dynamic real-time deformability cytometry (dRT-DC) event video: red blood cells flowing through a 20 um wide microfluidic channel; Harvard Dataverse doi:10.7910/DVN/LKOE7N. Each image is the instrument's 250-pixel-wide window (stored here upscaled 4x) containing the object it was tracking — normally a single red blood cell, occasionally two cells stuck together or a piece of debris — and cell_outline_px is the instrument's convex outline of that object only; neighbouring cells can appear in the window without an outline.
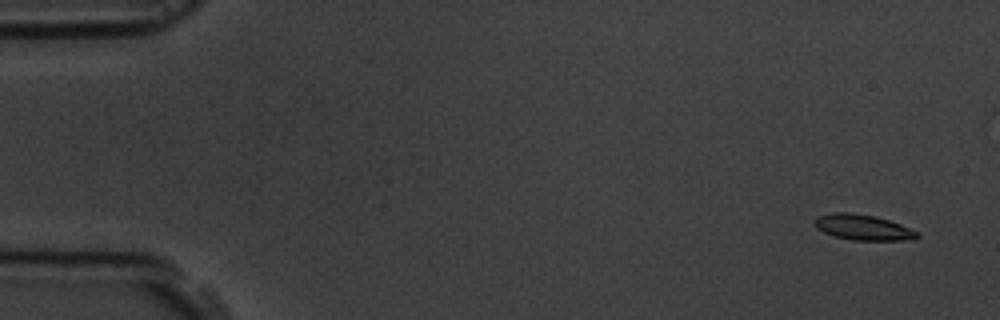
{"species": "common noctule bat (a hibernating species)", "species_latin": "Nyctalus noctula", "temperature_condition": "room temperature", "stored_images_in_passage": 5, "camera_frame_rate_fps": 3000, "um_per_image_px": 0.085, "animal": {"sex": "male", "body_mass_g": 19.5, "forearm_length_mm": 54.6}, "frame": {"image": 1, "passage_image": 1, "time_ms": 0.0, "image_size_px": [1000, 320], "cell_outline_px": [[920, 236], [900, 240], [852, 240], [836, 236], [824, 232], [816, 228], [812, 224], [812, 220], [816, 216], [836, 212], [848, 212], [876, 216], [900, 224], [920, 232]], "centroid_in_image_um": [73.29, 19.31], "position_along_channel_um": 11.7, "area_um2": 15.26}}
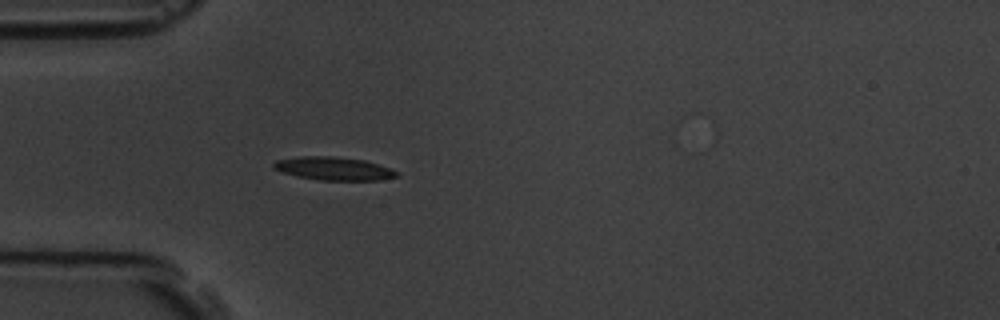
{"frame": {"image": 2, "passage_image": 5, "time_ms": 4.667, "image_size_px": [1000, 320], "cell_outline_px": [[400, 176], [380, 180], [320, 180], [296, 176], [272, 168], [272, 164], [276, 160], [300, 156], [332, 156], [364, 160], [400, 172]], "centroid_in_image_um": [28.36, 14.33], "position_along_channel_um": 56.6, "area_um2": 16.59}}